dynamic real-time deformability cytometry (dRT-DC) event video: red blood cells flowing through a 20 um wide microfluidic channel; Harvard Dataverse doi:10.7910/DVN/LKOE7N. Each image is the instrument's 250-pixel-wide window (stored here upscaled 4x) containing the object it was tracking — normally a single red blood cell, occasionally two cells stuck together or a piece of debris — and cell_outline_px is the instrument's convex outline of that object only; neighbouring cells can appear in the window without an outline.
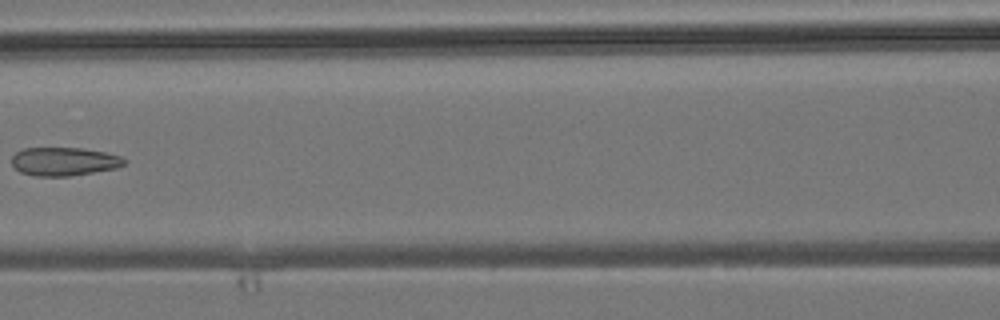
{"species": "common noctule bat (a hibernating species)", "species_latin": "Nyctalus noctula", "temperature_condition": "room temperature", "stored_images_in_passage": 5, "camera_frame_rate_fps": 3000, "um_per_image_px": 0.085, "animal": {"sex": "male", "body_mass_g": 19.2, "forearm_length_mm": 51.8}, "frame": {"image": 1, "passage_image": 5, "time_ms": 4.667, "image_size_px": [1000, 320], "cell_outline_px": [[128, 160], [124, 164], [116, 168], [68, 176], [32, 176], [20, 172], [12, 164], [12, 156], [16, 152], [24, 148], [80, 148], [104, 152], [120, 156]], "centroid_in_image_um": [5.43, 13.72], "position_along_channel_um": 161.2, "area_um2": 18.55}}